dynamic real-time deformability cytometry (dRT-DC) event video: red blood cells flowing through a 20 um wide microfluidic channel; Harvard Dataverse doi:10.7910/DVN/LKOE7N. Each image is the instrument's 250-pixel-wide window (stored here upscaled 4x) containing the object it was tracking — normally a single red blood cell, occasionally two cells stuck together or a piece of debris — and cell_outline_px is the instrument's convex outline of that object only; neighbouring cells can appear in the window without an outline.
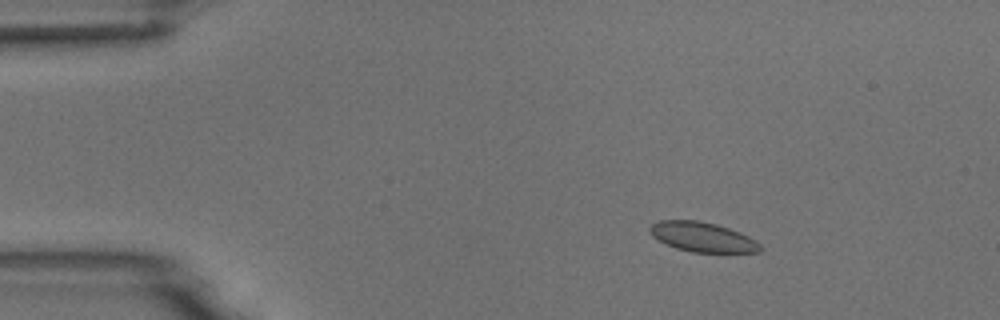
{"species": "common noctule bat (a hibernating species)", "species_latin": "Nyctalus noctula", "temperature_condition": "room temperature", "stored_images_in_passage": 5, "camera_frame_rate_fps": 3000, "um_per_image_px": 0.085, "animal": {"sex": "male", "body_mass_g": 18.8}, "frame": {"image": 1, "passage_image": 3, "time_ms": 2.333, "image_size_px": [1000, 320], "cell_outline_px": [[764, 248], [760, 252], [692, 252], [676, 248], [652, 236], [648, 232], [648, 228], [652, 224], [660, 220], [696, 220], [716, 224], [740, 232], [756, 240]], "centroid_in_image_um": [59.72, 20.14], "position_along_channel_um": 25.3, "area_um2": 19.07}}